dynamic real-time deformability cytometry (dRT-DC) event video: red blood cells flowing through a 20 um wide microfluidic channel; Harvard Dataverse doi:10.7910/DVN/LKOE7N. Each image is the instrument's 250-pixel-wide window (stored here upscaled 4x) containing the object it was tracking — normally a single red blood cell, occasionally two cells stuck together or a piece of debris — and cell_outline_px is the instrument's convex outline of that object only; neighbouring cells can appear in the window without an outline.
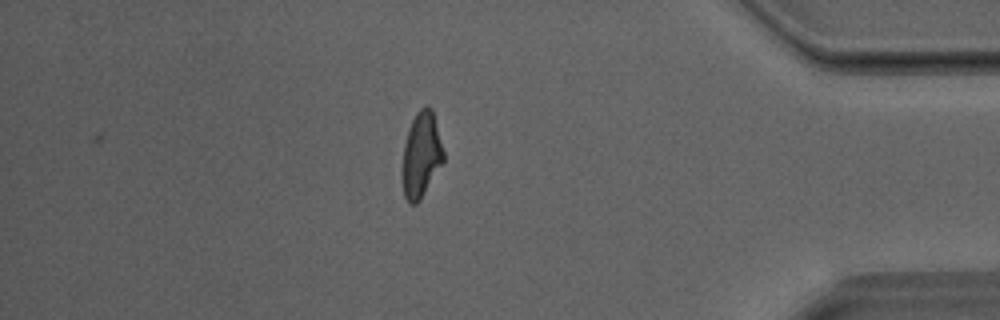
{"species": "Egyptian fruit bat (a non-hibernating species)", "species_latin": "Rousettus aegyptiacus", "temperature_condition": "room temperature", "stored_images_in_passage": 25, "camera_frame_rate_fps": 3000, "um_per_image_px": 0.085, "animal": {"sex": "male"}, "frame": {"image": 1, "passage_image": 25, "time_ms": 8.0, "image_size_px": [1000, 320], "cell_outline_px": [[444, 160], [420, 200], [416, 204], [408, 204], [404, 196], [400, 180], [400, 172], [404, 144], [408, 128], [416, 112], [420, 108], [428, 104], [432, 108], [444, 152]], "centroid_in_image_um": [35.76, 13.18], "position_along_channel_um": 399.4, "area_um2": 20.98}}